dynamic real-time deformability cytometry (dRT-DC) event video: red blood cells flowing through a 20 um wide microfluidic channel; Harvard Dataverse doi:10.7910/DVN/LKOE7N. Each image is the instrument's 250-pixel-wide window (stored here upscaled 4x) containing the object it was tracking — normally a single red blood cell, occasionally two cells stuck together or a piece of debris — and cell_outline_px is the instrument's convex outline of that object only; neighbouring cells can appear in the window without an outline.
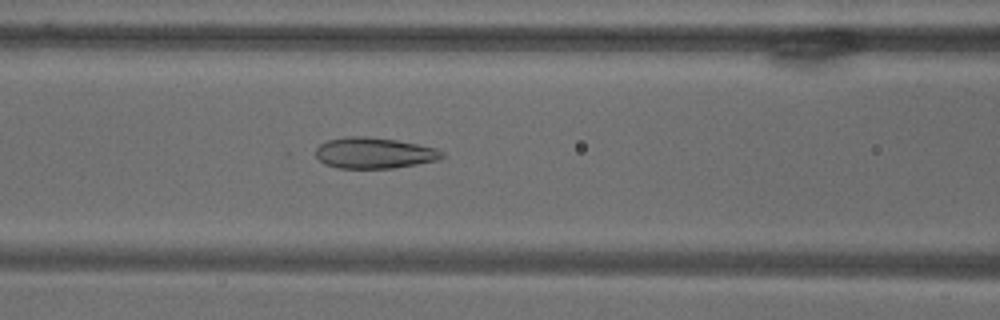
{"species": "common noctule bat (a hibernating species)", "species_latin": "Nyctalus noctula", "temperature_condition": "warm", "stored_images_in_passage": 8, "camera_frame_rate_fps": 3000, "um_per_image_px": 0.085, "animal": {"sex": "male", "body_mass_g": 18.8}, "frame": {"image": 1, "passage_image": 8, "time_ms": 9.0, "image_size_px": [1000, 320], "cell_outline_px": [[444, 156], [440, 160], [392, 168], [340, 168], [324, 164], [316, 156], [316, 148], [320, 144], [328, 140], [344, 136], [364, 136], [396, 140], [436, 148], [444, 152]], "centroid_in_image_um": [31.8, 13.0], "position_along_channel_um": 134.8, "area_um2": 22.77}}